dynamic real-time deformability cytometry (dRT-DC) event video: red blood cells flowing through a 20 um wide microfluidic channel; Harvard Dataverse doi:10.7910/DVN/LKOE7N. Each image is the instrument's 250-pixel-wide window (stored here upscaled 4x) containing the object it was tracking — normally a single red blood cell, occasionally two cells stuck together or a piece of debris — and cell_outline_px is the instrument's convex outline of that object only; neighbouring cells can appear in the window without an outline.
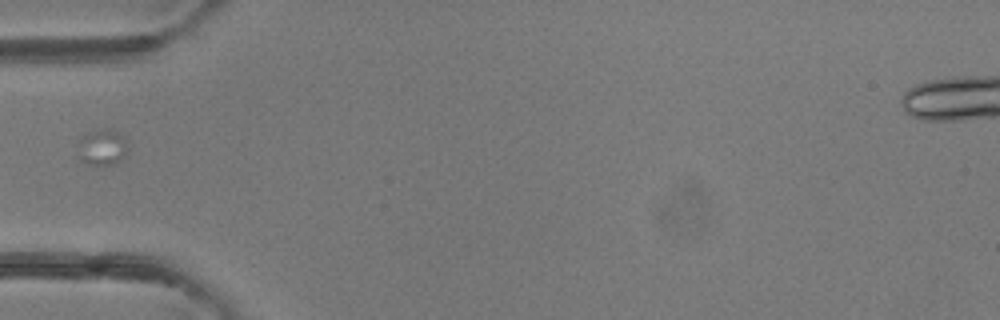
{"species": "common noctule bat (a hibernating species)", "species_latin": "Nyctalus noctula", "temperature_condition": "room temperature", "stored_images_in_passage": 2, "camera_frame_rate_fps": 3000, "um_per_image_px": 0.085, "animal": {"sex": "female"}, "frame": {"image": 1, "passage_image": 2, "time_ms": 0.333, "image_size_px": [1000, 320], "cell_outline_px": [[124, 156], [116, 164], [88, 164], [80, 160], [76, 156], [80, 136], [84, 132], [96, 128], [112, 128], [120, 132], [124, 140]], "centroid_in_image_um": [8.58, 12.46], "position_along_channel_um": 76.4, "area_um2": 10.75}}